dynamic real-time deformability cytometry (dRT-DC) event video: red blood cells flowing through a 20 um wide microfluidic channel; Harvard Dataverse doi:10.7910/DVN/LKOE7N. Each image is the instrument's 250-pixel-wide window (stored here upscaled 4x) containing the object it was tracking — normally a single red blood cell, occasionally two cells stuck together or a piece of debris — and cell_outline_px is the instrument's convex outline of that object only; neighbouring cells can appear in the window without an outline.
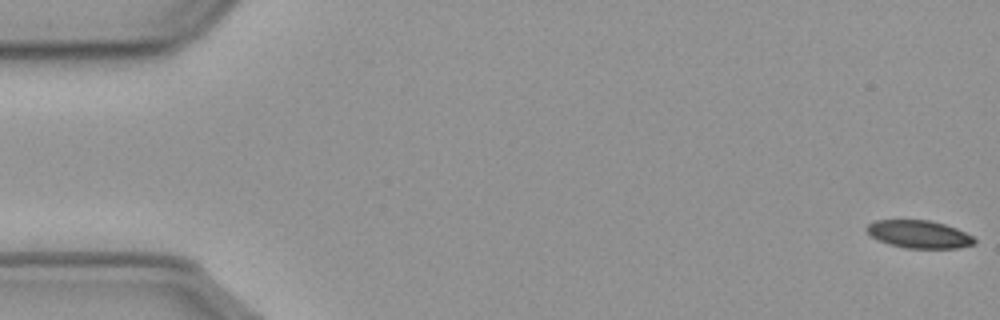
{"species": "common noctule bat (a hibernating species)", "species_latin": "Nyctalus noctula", "temperature_condition": "cold", "stored_images_in_passage": 57, "camera_frame_rate_fps": 3000, "um_per_image_px": 0.085, "animal": {"sex": "male", "body_mass_g": 23.1, "forearm_length_mm": 52.7}, "frame": {"image": 1, "passage_image": 1, "time_ms": 0.0, "image_size_px": [1000, 320], "cell_outline_px": [[976, 244], [960, 248], [908, 248], [888, 244], [872, 236], [864, 228], [868, 224], [876, 220], [928, 220], [944, 224], [956, 228], [972, 236], [976, 240]], "centroid_in_image_um": [78.13, 19.91], "position_along_channel_um": 6.9, "area_um2": 17.34}}
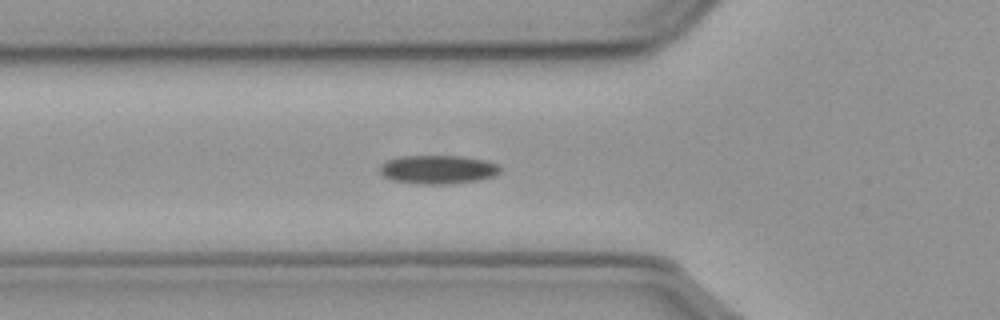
{"frame": {"image": 2, "passage_image": 20, "time_ms": 6.333, "image_size_px": [1000, 320], "cell_outline_px": [[500, 172], [492, 176], [476, 180], [448, 184], [416, 184], [392, 180], [384, 176], [380, 172], [380, 164], [388, 160], [404, 156], [464, 156], [484, 160], [500, 164]], "centroid_in_image_um": [37.22, 14.4], "position_along_channel_um": 88.6, "area_um2": 20.06}}
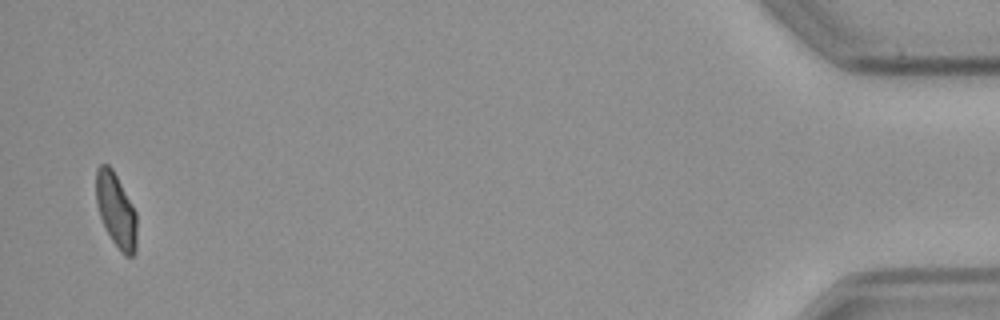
{"frame": {"image": 3, "passage_image": 56, "time_ms": 18.333, "image_size_px": [1000, 320], "cell_outline_px": [[136, 252], [132, 256], [124, 256], [120, 252], [112, 240], [100, 216], [96, 204], [96, 168], [100, 164], [108, 164], [112, 168], [132, 204], [136, 212]], "centroid_in_image_um": [9.86, 17.87], "position_along_channel_um": 425.3, "area_um2": 17.57}, "authors_computed_cell_mechanics": {"area_um2": 18.9584, "velocity_mm_per_s": 3.5903, "shape_relaxation_time_tau1_ms": 8.1757, "shape_relaxation_time_tau2_ms": null, "deformation_change_tau1": 0.1256, "deformation_change_tau2": null}}